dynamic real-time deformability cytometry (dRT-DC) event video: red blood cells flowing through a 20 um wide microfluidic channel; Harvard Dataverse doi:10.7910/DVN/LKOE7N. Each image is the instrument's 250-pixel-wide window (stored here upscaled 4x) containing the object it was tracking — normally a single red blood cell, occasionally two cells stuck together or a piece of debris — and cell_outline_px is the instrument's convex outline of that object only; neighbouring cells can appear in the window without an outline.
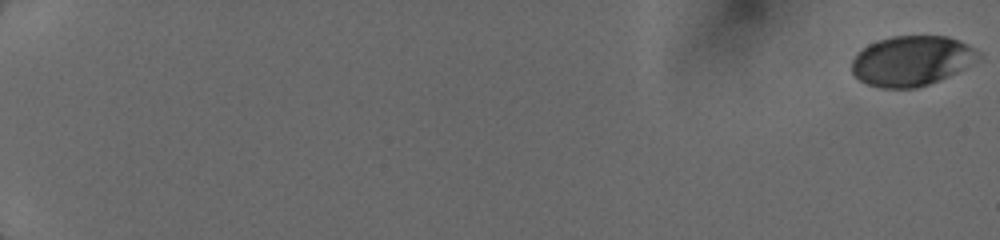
{"species": "human", "species_latin": "Homo sapiens", "temperature_condition": "cold", "stored_images_in_passage": 18, "camera_frame_rate_fps": 3000, "um_per_image_px": 0.085, "donor": {"sex": "female"}, "frame": {"image": 1, "passage_image": 1, "time_ms": 0.0, "image_size_px": [1000, 240], "cell_outline_px": [[984, 56], [980, 60], [948, 76], [928, 84], [916, 88], [880, 88], [868, 84], [860, 80], [852, 72], [852, 60], [868, 44], [892, 36], [948, 36], [960, 40], [976, 48]], "centroid_in_image_um": [77.55, 5.16], "position_along_channel_um": 7.4, "area_um2": 36.99}}
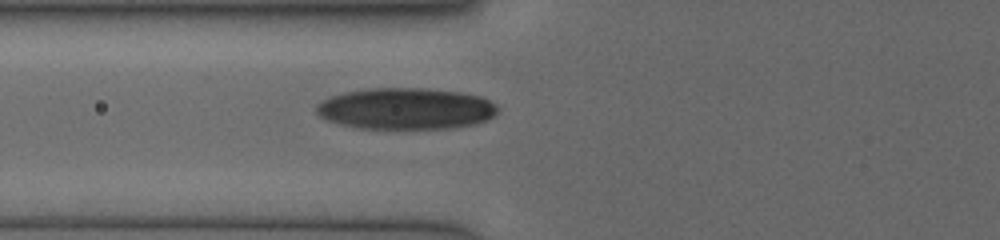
{"frame": {"image": 2, "passage_image": 13, "time_ms": 7.667, "image_size_px": [1000, 240], "cell_outline_px": [[496, 112], [492, 116], [476, 124], [452, 128], [356, 128], [340, 124], [328, 120], [320, 116], [316, 112], [316, 104], [332, 96], [344, 92], [368, 88], [420, 88], [456, 92], [480, 96], [496, 104]], "centroid_in_image_um": [34.46, 9.23], "position_along_channel_um": 91.3, "area_um2": 43.41}}
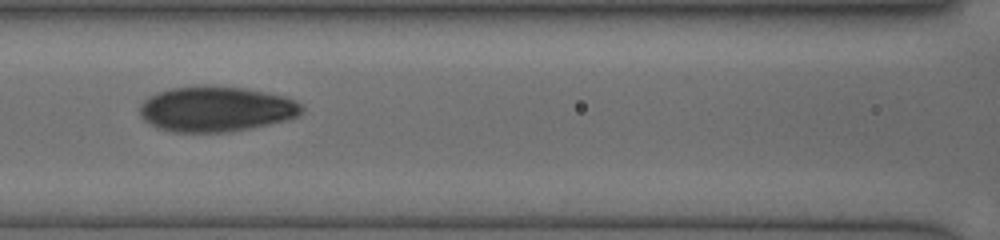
{"frame": {"image": 3, "passage_image": 16, "time_ms": 9.0, "image_size_px": [1000, 240], "cell_outline_px": [[304, 112], [300, 116], [288, 120], [228, 132], [172, 132], [156, 128], [144, 120], [140, 116], [140, 104], [148, 96], [172, 88], [192, 84], [208, 84], [244, 88], [284, 96], [300, 104], [304, 108]], "centroid_in_image_um": [18.34, 9.25], "position_along_channel_um": 148.3, "area_um2": 43.29}}